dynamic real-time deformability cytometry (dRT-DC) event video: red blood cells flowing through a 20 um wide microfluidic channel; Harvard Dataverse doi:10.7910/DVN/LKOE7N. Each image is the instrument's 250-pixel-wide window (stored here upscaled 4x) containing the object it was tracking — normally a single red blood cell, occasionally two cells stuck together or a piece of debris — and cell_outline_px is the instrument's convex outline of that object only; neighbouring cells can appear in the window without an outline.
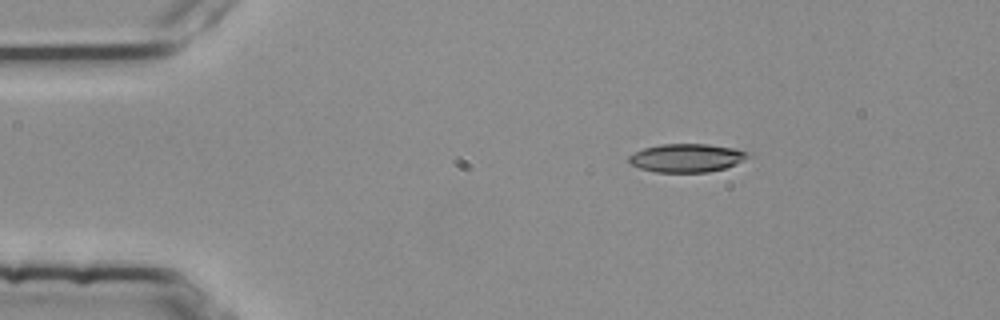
{"species": "common noctule bat (a hibernating species)", "species_latin": "Nyctalus noctula", "temperature_condition": "room temperature", "stored_images_in_passage": 4, "camera_frame_rate_fps": 3000, "um_per_image_px": 0.085, "animal": {"sex": "female", "body_mass_g": 25.1}, "frame": {"image": 1, "passage_image": 2, "time_ms": 0.333, "image_size_px": [1000, 320], "cell_outline_px": [[748, 156], [744, 160], [724, 168], [708, 172], [656, 172], [640, 168], [632, 164], [628, 160], [628, 156], [644, 148], [660, 144], [708, 144], [736, 148], [748, 152]], "centroid_in_image_um": [58.36, 13.41], "position_along_channel_um": 26.6, "area_um2": 19.54}}
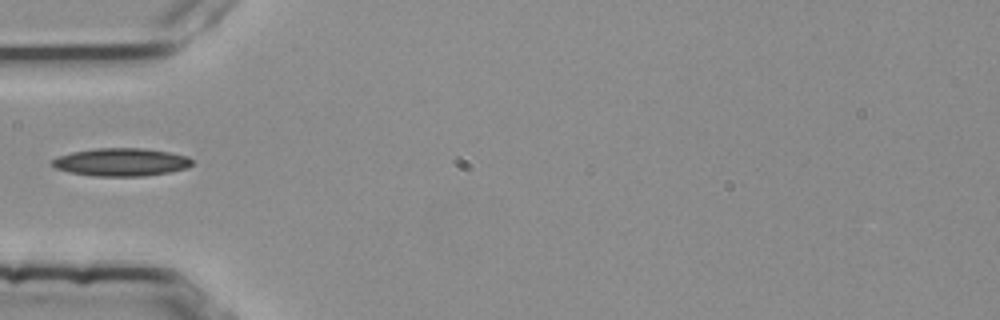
{"frame": {"image": 2, "passage_image": 4, "time_ms": 1.0, "image_size_px": [1000, 320], "cell_outline_px": [[192, 164], [188, 168], [168, 172], [144, 176], [92, 176], [68, 172], [56, 168], [48, 164], [48, 160], [56, 156], [72, 152], [96, 148], [144, 148], [168, 152], [188, 156], [192, 160]], "centroid_in_image_um": [10.23, 13.78], "position_along_channel_um": 74.8, "area_um2": 23.06}}